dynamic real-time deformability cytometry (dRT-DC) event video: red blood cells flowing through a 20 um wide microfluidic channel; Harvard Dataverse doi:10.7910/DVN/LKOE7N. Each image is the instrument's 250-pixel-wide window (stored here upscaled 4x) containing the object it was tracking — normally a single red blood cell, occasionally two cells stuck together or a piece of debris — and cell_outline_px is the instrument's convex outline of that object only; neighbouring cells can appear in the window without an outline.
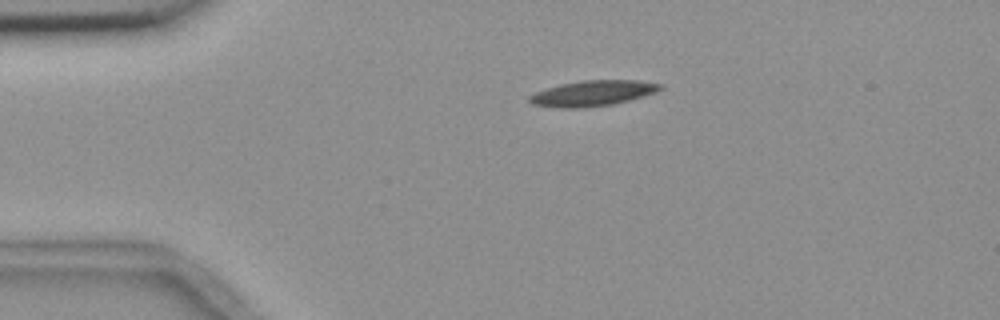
{"species": "common noctule bat (a hibernating species)", "species_latin": "Nyctalus noctula", "temperature_condition": "room temperature", "stored_images_in_passage": 2, "camera_frame_rate_fps": 3000, "um_per_image_px": 0.085, "animal": {"sex": "female", "body_mass_g": 18.4}, "frame": {"image": 1, "passage_image": 1, "time_ms": 0.0, "image_size_px": [1000, 320], "cell_outline_px": [[664, 88], [656, 92], [644, 96], [612, 104], [580, 108], [560, 108], [532, 104], [528, 100], [528, 96], [536, 92], [560, 84], [580, 80], [640, 80], [664, 84]], "centroid_in_image_um": [50.41, 7.91], "position_along_channel_um": 34.6, "area_um2": 19.54}}